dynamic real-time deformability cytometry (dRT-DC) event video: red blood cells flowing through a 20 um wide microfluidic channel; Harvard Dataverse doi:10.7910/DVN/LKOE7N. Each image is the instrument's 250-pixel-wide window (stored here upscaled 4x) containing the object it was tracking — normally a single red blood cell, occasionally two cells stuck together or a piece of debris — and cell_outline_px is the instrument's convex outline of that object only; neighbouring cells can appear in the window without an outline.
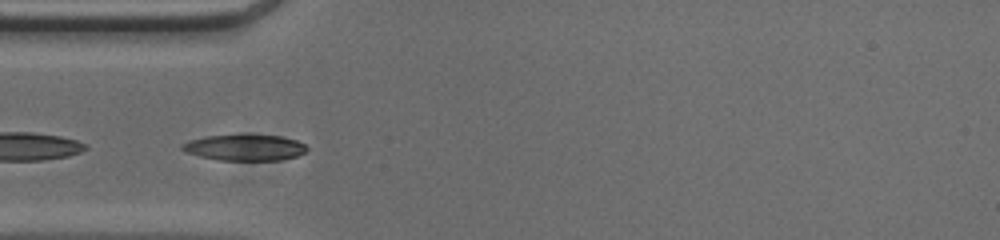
{"species": "common noctule bat (a hibernating species)", "species_latin": "Nyctalus noctula", "temperature_condition": "cold", "stored_images_in_passage": 51, "camera_frame_rate_fps": 3000, "um_per_image_px": 0.085, "animal": {"sex": "male", "body_mass_g": 20.0, "forearm_length_mm": 53.3}, "frame": {"image": 1, "passage_image": 15, "time_ms": 4.667, "image_size_px": [1000, 240], "cell_outline_px": [[308, 148], [304, 152], [296, 156], [280, 160], [220, 160], [200, 156], [188, 152], [180, 148], [180, 144], [188, 140], [208, 136], [240, 132], [280, 136], [296, 140], [304, 144]], "centroid_in_image_um": [20.78, 12.5], "position_along_channel_um": 64.2, "area_um2": 19.48}}
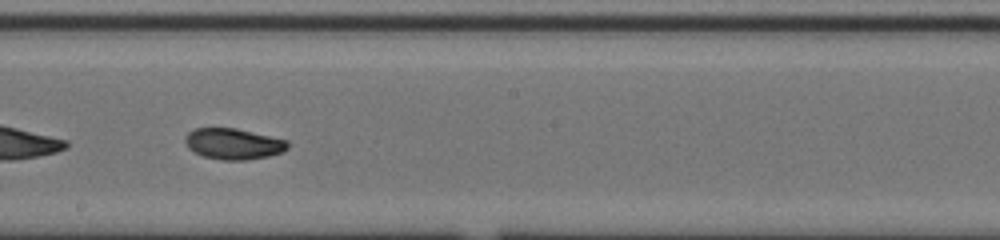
{"frame": {"image": 2, "passage_image": 28, "time_ms": 9.0, "image_size_px": [1000, 240], "cell_outline_px": [[288, 148], [280, 152], [268, 156], [248, 160], [220, 160], [204, 156], [188, 148], [184, 140], [184, 136], [188, 132], [196, 128], [236, 128], [288, 140]], "centroid_in_image_um": [19.82, 12.22], "position_along_channel_um": 228.4, "area_um2": 18.5}}
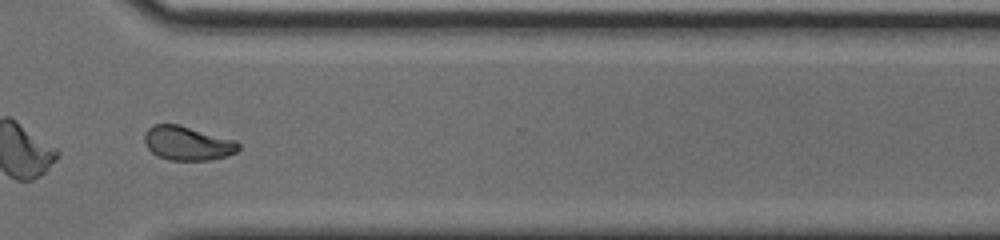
{"frame": {"image": 3, "passage_image": 38, "time_ms": 12.333, "image_size_px": [1000, 240], "cell_outline_px": [[240, 148], [236, 152], [224, 156], [208, 160], [168, 160], [152, 152], [148, 148], [144, 140], [144, 136], [148, 128], [152, 124], [180, 124], [236, 140], [240, 144]], "centroid_in_image_um": [15.94, 12.16], "position_along_channel_um": 354.7, "area_um2": 18.67}}